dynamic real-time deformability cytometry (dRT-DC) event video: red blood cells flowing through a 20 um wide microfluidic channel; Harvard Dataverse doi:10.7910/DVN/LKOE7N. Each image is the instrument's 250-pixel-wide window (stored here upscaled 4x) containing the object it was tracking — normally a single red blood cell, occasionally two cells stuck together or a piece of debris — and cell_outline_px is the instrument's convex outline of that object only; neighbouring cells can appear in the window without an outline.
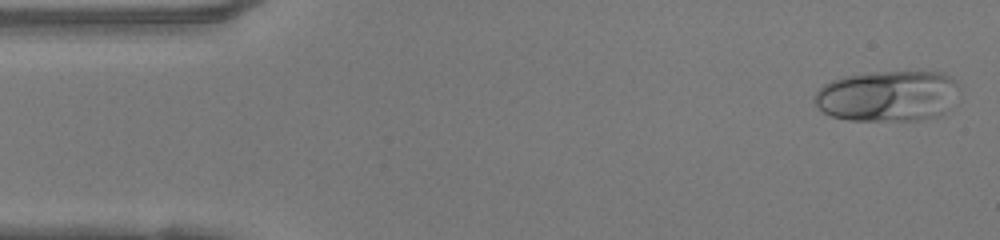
{"species": "human", "species_latin": "Homo sapiens", "temperature_condition": "warm", "stored_images_in_passage": 46, "camera_frame_rate_fps": 3000, "um_per_image_px": 0.085, "donor": {"sex": "female"}, "frame": {"image": 1, "passage_image": 1, "time_ms": 0.0, "image_size_px": [1000, 240], "cell_outline_px": [[960, 92], [944, 112], [940, 116], [916, 120], [848, 120], [832, 116], [824, 112], [812, 100], [816, 92], [824, 84], [832, 80], [844, 76], [876, 72], [944, 72], [952, 76], [960, 84]], "centroid_in_image_um": [75.49, 8.15], "position_along_channel_um": 9.5, "area_um2": 43.18}}
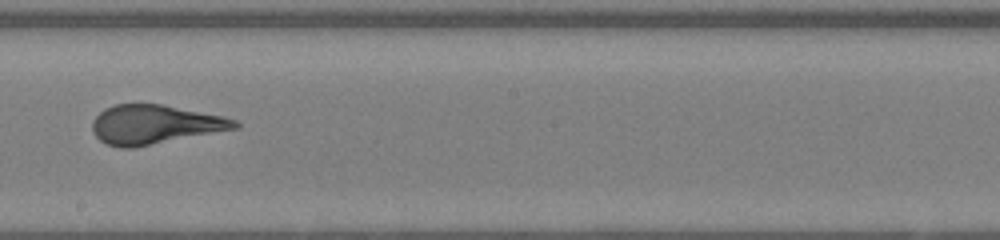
{"frame": {"image": 2, "passage_image": 25, "time_ms": 8.0, "image_size_px": [1000, 240], "cell_outline_px": [[240, 128], [132, 148], [120, 148], [108, 144], [100, 140], [92, 132], [92, 120], [104, 108], [116, 104], [160, 104], [224, 116], [236, 120], [240, 124]], "centroid_in_image_um": [13.16, 10.58], "position_along_channel_um": 235.0, "area_um2": 32.48}}
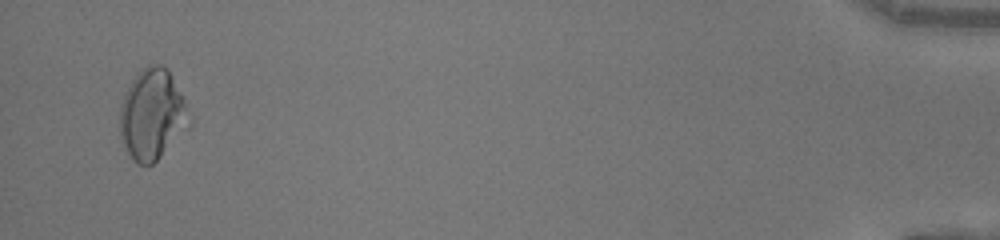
{"frame": {"image": 3, "passage_image": 45, "time_ms": 14.667, "image_size_px": [1000, 240], "cell_outline_px": [[192, 124], [152, 164], [136, 164], [128, 152], [120, 136], [120, 104], [132, 80], [148, 64], [160, 64], [168, 68], [192, 116]], "centroid_in_image_um": [12.96, 9.73], "position_along_channel_um": 422.2, "area_um2": 36.41}, "authors_computed_cell_mechanics": {"area_um2": 33.0905, "velocity_mm_per_s": 4.205, "shape_relaxation_time_tau1_ms": 9.6811, "shape_relaxation_time_tau2_ms": null, "deformation_change_tau1": 0.3254, "deformation_change_tau2": null}}